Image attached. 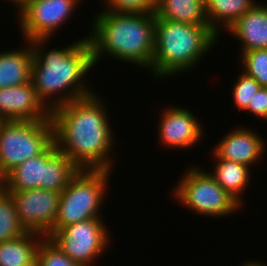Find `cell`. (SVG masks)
Instances as JSON below:
<instances>
[{
	"label": "cell",
	"mask_w": 267,
	"mask_h": 266,
	"mask_svg": "<svg viewBox=\"0 0 267 266\" xmlns=\"http://www.w3.org/2000/svg\"><path fill=\"white\" fill-rule=\"evenodd\" d=\"M107 108L94 93L51 110L56 147L79 169L112 171L114 168L110 155L116 139Z\"/></svg>",
	"instance_id": "6da1fadb"
},
{
	"label": "cell",
	"mask_w": 267,
	"mask_h": 266,
	"mask_svg": "<svg viewBox=\"0 0 267 266\" xmlns=\"http://www.w3.org/2000/svg\"><path fill=\"white\" fill-rule=\"evenodd\" d=\"M48 40L50 42V39L29 41L33 48L31 82L37 97L49 110H53L59 105L93 95L95 91L85 79L95 66L88 36L65 48L47 52L43 48Z\"/></svg>",
	"instance_id": "7a4b0ae2"
},
{
	"label": "cell",
	"mask_w": 267,
	"mask_h": 266,
	"mask_svg": "<svg viewBox=\"0 0 267 266\" xmlns=\"http://www.w3.org/2000/svg\"><path fill=\"white\" fill-rule=\"evenodd\" d=\"M94 16L88 34L94 65L103 54L151 70L155 13L101 11Z\"/></svg>",
	"instance_id": "3957f363"
},
{
	"label": "cell",
	"mask_w": 267,
	"mask_h": 266,
	"mask_svg": "<svg viewBox=\"0 0 267 266\" xmlns=\"http://www.w3.org/2000/svg\"><path fill=\"white\" fill-rule=\"evenodd\" d=\"M154 35L151 71L160 80L195 69L219 40L210 26L165 19H155Z\"/></svg>",
	"instance_id": "277c9868"
},
{
	"label": "cell",
	"mask_w": 267,
	"mask_h": 266,
	"mask_svg": "<svg viewBox=\"0 0 267 266\" xmlns=\"http://www.w3.org/2000/svg\"><path fill=\"white\" fill-rule=\"evenodd\" d=\"M111 172L79 169L61 192L58 215L52 231L46 237L49 238L67 225L100 218Z\"/></svg>",
	"instance_id": "5b68a950"
},
{
	"label": "cell",
	"mask_w": 267,
	"mask_h": 266,
	"mask_svg": "<svg viewBox=\"0 0 267 266\" xmlns=\"http://www.w3.org/2000/svg\"><path fill=\"white\" fill-rule=\"evenodd\" d=\"M54 142L52 119L6 120L0 129V180Z\"/></svg>",
	"instance_id": "8992f818"
},
{
	"label": "cell",
	"mask_w": 267,
	"mask_h": 266,
	"mask_svg": "<svg viewBox=\"0 0 267 266\" xmlns=\"http://www.w3.org/2000/svg\"><path fill=\"white\" fill-rule=\"evenodd\" d=\"M186 172V173H185ZM174 190V199L182 206L210 217H225L236 213L241 204L226 192L206 170L189 167Z\"/></svg>",
	"instance_id": "52a82bcc"
},
{
	"label": "cell",
	"mask_w": 267,
	"mask_h": 266,
	"mask_svg": "<svg viewBox=\"0 0 267 266\" xmlns=\"http://www.w3.org/2000/svg\"><path fill=\"white\" fill-rule=\"evenodd\" d=\"M102 218L67 225L60 231L54 232L49 239L75 263L92 266L95 259L109 248L108 244L111 241L104 224L105 220Z\"/></svg>",
	"instance_id": "ba28073f"
},
{
	"label": "cell",
	"mask_w": 267,
	"mask_h": 266,
	"mask_svg": "<svg viewBox=\"0 0 267 266\" xmlns=\"http://www.w3.org/2000/svg\"><path fill=\"white\" fill-rule=\"evenodd\" d=\"M80 1L32 0L17 17L24 42L34 39H53V34L66 24Z\"/></svg>",
	"instance_id": "9c48e42d"
},
{
	"label": "cell",
	"mask_w": 267,
	"mask_h": 266,
	"mask_svg": "<svg viewBox=\"0 0 267 266\" xmlns=\"http://www.w3.org/2000/svg\"><path fill=\"white\" fill-rule=\"evenodd\" d=\"M8 192L15 202L22 227L46 237L54 227L61 192L41 188Z\"/></svg>",
	"instance_id": "30bf717a"
},
{
	"label": "cell",
	"mask_w": 267,
	"mask_h": 266,
	"mask_svg": "<svg viewBox=\"0 0 267 266\" xmlns=\"http://www.w3.org/2000/svg\"><path fill=\"white\" fill-rule=\"evenodd\" d=\"M160 116L158 136L162 146L180 150L193 147L203 139V128L192 110L169 106Z\"/></svg>",
	"instance_id": "8fae6325"
},
{
	"label": "cell",
	"mask_w": 267,
	"mask_h": 266,
	"mask_svg": "<svg viewBox=\"0 0 267 266\" xmlns=\"http://www.w3.org/2000/svg\"><path fill=\"white\" fill-rule=\"evenodd\" d=\"M0 116L5 120H48L51 110L37 97L30 81L20 86L0 88Z\"/></svg>",
	"instance_id": "7c38bea8"
},
{
	"label": "cell",
	"mask_w": 267,
	"mask_h": 266,
	"mask_svg": "<svg viewBox=\"0 0 267 266\" xmlns=\"http://www.w3.org/2000/svg\"><path fill=\"white\" fill-rule=\"evenodd\" d=\"M266 142L261 135L246 127H236L216 143L212 153L219 159L233 161L252 167L263 158Z\"/></svg>",
	"instance_id": "4fadbf2b"
},
{
	"label": "cell",
	"mask_w": 267,
	"mask_h": 266,
	"mask_svg": "<svg viewBox=\"0 0 267 266\" xmlns=\"http://www.w3.org/2000/svg\"><path fill=\"white\" fill-rule=\"evenodd\" d=\"M226 32L239 40L241 51L267 49V4L257 3L241 16Z\"/></svg>",
	"instance_id": "5bb4252c"
},
{
	"label": "cell",
	"mask_w": 267,
	"mask_h": 266,
	"mask_svg": "<svg viewBox=\"0 0 267 266\" xmlns=\"http://www.w3.org/2000/svg\"><path fill=\"white\" fill-rule=\"evenodd\" d=\"M26 42L23 49L0 52V88L20 86L31 81L33 48L29 41Z\"/></svg>",
	"instance_id": "9a60e30c"
},
{
	"label": "cell",
	"mask_w": 267,
	"mask_h": 266,
	"mask_svg": "<svg viewBox=\"0 0 267 266\" xmlns=\"http://www.w3.org/2000/svg\"><path fill=\"white\" fill-rule=\"evenodd\" d=\"M78 171L79 168L56 147L55 142L44 151V190L62 192Z\"/></svg>",
	"instance_id": "2e32d148"
},
{
	"label": "cell",
	"mask_w": 267,
	"mask_h": 266,
	"mask_svg": "<svg viewBox=\"0 0 267 266\" xmlns=\"http://www.w3.org/2000/svg\"><path fill=\"white\" fill-rule=\"evenodd\" d=\"M155 19L209 26L205 0H159L155 4Z\"/></svg>",
	"instance_id": "e0dca14e"
},
{
	"label": "cell",
	"mask_w": 267,
	"mask_h": 266,
	"mask_svg": "<svg viewBox=\"0 0 267 266\" xmlns=\"http://www.w3.org/2000/svg\"><path fill=\"white\" fill-rule=\"evenodd\" d=\"M212 155L216 160L214 163H216L213 168L214 171H210V175L226 192L242 205L244 202H242L243 197L241 196L245 195L244 192L248 185H250L251 168L247 165L219 159L214 154Z\"/></svg>",
	"instance_id": "ac0fdd59"
},
{
	"label": "cell",
	"mask_w": 267,
	"mask_h": 266,
	"mask_svg": "<svg viewBox=\"0 0 267 266\" xmlns=\"http://www.w3.org/2000/svg\"><path fill=\"white\" fill-rule=\"evenodd\" d=\"M43 237L27 231L16 239L0 243V266H36L37 250Z\"/></svg>",
	"instance_id": "d6986e66"
},
{
	"label": "cell",
	"mask_w": 267,
	"mask_h": 266,
	"mask_svg": "<svg viewBox=\"0 0 267 266\" xmlns=\"http://www.w3.org/2000/svg\"><path fill=\"white\" fill-rule=\"evenodd\" d=\"M257 3L256 0H205L209 26L220 37L222 29L226 31Z\"/></svg>",
	"instance_id": "ffe728a7"
},
{
	"label": "cell",
	"mask_w": 267,
	"mask_h": 266,
	"mask_svg": "<svg viewBox=\"0 0 267 266\" xmlns=\"http://www.w3.org/2000/svg\"><path fill=\"white\" fill-rule=\"evenodd\" d=\"M43 174L44 152L16 166L1 180V186L6 191L43 189Z\"/></svg>",
	"instance_id": "44dd1931"
},
{
	"label": "cell",
	"mask_w": 267,
	"mask_h": 266,
	"mask_svg": "<svg viewBox=\"0 0 267 266\" xmlns=\"http://www.w3.org/2000/svg\"><path fill=\"white\" fill-rule=\"evenodd\" d=\"M25 232L27 231L19 221L12 196L0 186V243L16 239Z\"/></svg>",
	"instance_id": "7402d4cb"
},
{
	"label": "cell",
	"mask_w": 267,
	"mask_h": 266,
	"mask_svg": "<svg viewBox=\"0 0 267 266\" xmlns=\"http://www.w3.org/2000/svg\"><path fill=\"white\" fill-rule=\"evenodd\" d=\"M240 57L243 72L253 77L262 87H267V49L249 50Z\"/></svg>",
	"instance_id": "603a6c76"
},
{
	"label": "cell",
	"mask_w": 267,
	"mask_h": 266,
	"mask_svg": "<svg viewBox=\"0 0 267 266\" xmlns=\"http://www.w3.org/2000/svg\"><path fill=\"white\" fill-rule=\"evenodd\" d=\"M36 266H81L72 261L52 240L43 237L39 243Z\"/></svg>",
	"instance_id": "cb8c5ba5"
},
{
	"label": "cell",
	"mask_w": 267,
	"mask_h": 266,
	"mask_svg": "<svg viewBox=\"0 0 267 266\" xmlns=\"http://www.w3.org/2000/svg\"><path fill=\"white\" fill-rule=\"evenodd\" d=\"M233 101L239 111H243L252 101L254 94L262 87L253 77L246 75L243 71L233 83Z\"/></svg>",
	"instance_id": "d4e9b609"
},
{
	"label": "cell",
	"mask_w": 267,
	"mask_h": 266,
	"mask_svg": "<svg viewBox=\"0 0 267 266\" xmlns=\"http://www.w3.org/2000/svg\"><path fill=\"white\" fill-rule=\"evenodd\" d=\"M106 5L101 11L124 13H155V4L151 0H104Z\"/></svg>",
	"instance_id": "484cf974"
},
{
	"label": "cell",
	"mask_w": 267,
	"mask_h": 266,
	"mask_svg": "<svg viewBox=\"0 0 267 266\" xmlns=\"http://www.w3.org/2000/svg\"><path fill=\"white\" fill-rule=\"evenodd\" d=\"M249 111L250 114L267 120V87H261L249 102L248 107L244 110Z\"/></svg>",
	"instance_id": "4316f807"
},
{
	"label": "cell",
	"mask_w": 267,
	"mask_h": 266,
	"mask_svg": "<svg viewBox=\"0 0 267 266\" xmlns=\"http://www.w3.org/2000/svg\"><path fill=\"white\" fill-rule=\"evenodd\" d=\"M9 1L16 5L17 14H19L32 0H8L7 2Z\"/></svg>",
	"instance_id": "83f0119b"
},
{
	"label": "cell",
	"mask_w": 267,
	"mask_h": 266,
	"mask_svg": "<svg viewBox=\"0 0 267 266\" xmlns=\"http://www.w3.org/2000/svg\"><path fill=\"white\" fill-rule=\"evenodd\" d=\"M242 266H267L265 263L260 262V261H246L245 263L242 264Z\"/></svg>",
	"instance_id": "f1b7e54d"
},
{
	"label": "cell",
	"mask_w": 267,
	"mask_h": 266,
	"mask_svg": "<svg viewBox=\"0 0 267 266\" xmlns=\"http://www.w3.org/2000/svg\"><path fill=\"white\" fill-rule=\"evenodd\" d=\"M5 121H6V120H5L3 117L0 116V129H1V127H2V125H3V123H4Z\"/></svg>",
	"instance_id": "f546056e"
},
{
	"label": "cell",
	"mask_w": 267,
	"mask_h": 266,
	"mask_svg": "<svg viewBox=\"0 0 267 266\" xmlns=\"http://www.w3.org/2000/svg\"><path fill=\"white\" fill-rule=\"evenodd\" d=\"M154 4H156L159 0H151Z\"/></svg>",
	"instance_id": "4dcf8cb0"
}]
</instances>
